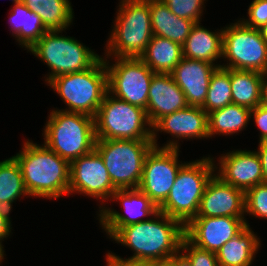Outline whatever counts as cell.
<instances>
[{"label": "cell", "instance_id": "1", "mask_svg": "<svg viewBox=\"0 0 267 266\" xmlns=\"http://www.w3.org/2000/svg\"><path fill=\"white\" fill-rule=\"evenodd\" d=\"M185 237V226L158 211L146 221L122 227L111 239L131 249L133 256L115 257L144 266L150 261L171 258L178 253Z\"/></svg>", "mask_w": 267, "mask_h": 266}, {"label": "cell", "instance_id": "2", "mask_svg": "<svg viewBox=\"0 0 267 266\" xmlns=\"http://www.w3.org/2000/svg\"><path fill=\"white\" fill-rule=\"evenodd\" d=\"M24 141L22 149L13 157L20 165L30 197L56 200L62 195L69 196L70 162L44 143Z\"/></svg>", "mask_w": 267, "mask_h": 266}, {"label": "cell", "instance_id": "3", "mask_svg": "<svg viewBox=\"0 0 267 266\" xmlns=\"http://www.w3.org/2000/svg\"><path fill=\"white\" fill-rule=\"evenodd\" d=\"M118 7L103 58H140L153 37L149 2L120 0Z\"/></svg>", "mask_w": 267, "mask_h": 266}, {"label": "cell", "instance_id": "4", "mask_svg": "<svg viewBox=\"0 0 267 266\" xmlns=\"http://www.w3.org/2000/svg\"><path fill=\"white\" fill-rule=\"evenodd\" d=\"M49 114L42 131L49 149L69 162L95 149L94 117L60 109H52Z\"/></svg>", "mask_w": 267, "mask_h": 266}, {"label": "cell", "instance_id": "5", "mask_svg": "<svg viewBox=\"0 0 267 266\" xmlns=\"http://www.w3.org/2000/svg\"><path fill=\"white\" fill-rule=\"evenodd\" d=\"M214 174L215 162L210 155L186 162L158 210L186 226L196 217L206 184Z\"/></svg>", "mask_w": 267, "mask_h": 266}, {"label": "cell", "instance_id": "6", "mask_svg": "<svg viewBox=\"0 0 267 266\" xmlns=\"http://www.w3.org/2000/svg\"><path fill=\"white\" fill-rule=\"evenodd\" d=\"M50 86L67 108V112H79L95 117L108 92V74L103 57L90 69L59 75L51 79Z\"/></svg>", "mask_w": 267, "mask_h": 266}, {"label": "cell", "instance_id": "7", "mask_svg": "<svg viewBox=\"0 0 267 266\" xmlns=\"http://www.w3.org/2000/svg\"><path fill=\"white\" fill-rule=\"evenodd\" d=\"M63 30H49L28 51L49 67L46 84L53 78L90 69L102 56ZM60 34V35H59Z\"/></svg>", "mask_w": 267, "mask_h": 266}, {"label": "cell", "instance_id": "8", "mask_svg": "<svg viewBox=\"0 0 267 266\" xmlns=\"http://www.w3.org/2000/svg\"><path fill=\"white\" fill-rule=\"evenodd\" d=\"M94 120L96 139L152 140V125L146 110L109 92L102 100Z\"/></svg>", "mask_w": 267, "mask_h": 266}, {"label": "cell", "instance_id": "9", "mask_svg": "<svg viewBox=\"0 0 267 266\" xmlns=\"http://www.w3.org/2000/svg\"><path fill=\"white\" fill-rule=\"evenodd\" d=\"M153 147L152 140L96 139L95 142V150L117 190L138 188L145 157Z\"/></svg>", "mask_w": 267, "mask_h": 266}, {"label": "cell", "instance_id": "10", "mask_svg": "<svg viewBox=\"0 0 267 266\" xmlns=\"http://www.w3.org/2000/svg\"><path fill=\"white\" fill-rule=\"evenodd\" d=\"M221 67L227 69L267 71V42L260 29L244 25L240 20L223 27ZM227 59V60H226Z\"/></svg>", "mask_w": 267, "mask_h": 266}, {"label": "cell", "instance_id": "11", "mask_svg": "<svg viewBox=\"0 0 267 266\" xmlns=\"http://www.w3.org/2000/svg\"><path fill=\"white\" fill-rule=\"evenodd\" d=\"M103 59L108 74V92L146 110L149 88L155 73L140 58L114 57L112 64L108 58Z\"/></svg>", "mask_w": 267, "mask_h": 266}, {"label": "cell", "instance_id": "12", "mask_svg": "<svg viewBox=\"0 0 267 266\" xmlns=\"http://www.w3.org/2000/svg\"><path fill=\"white\" fill-rule=\"evenodd\" d=\"M179 149L153 147L146 155L138 189L159 207L167 198L182 163Z\"/></svg>", "mask_w": 267, "mask_h": 266}, {"label": "cell", "instance_id": "13", "mask_svg": "<svg viewBox=\"0 0 267 266\" xmlns=\"http://www.w3.org/2000/svg\"><path fill=\"white\" fill-rule=\"evenodd\" d=\"M116 190L102 157L95 149L70 162L69 195L79 193L99 200L100 211Z\"/></svg>", "mask_w": 267, "mask_h": 266}, {"label": "cell", "instance_id": "14", "mask_svg": "<svg viewBox=\"0 0 267 266\" xmlns=\"http://www.w3.org/2000/svg\"><path fill=\"white\" fill-rule=\"evenodd\" d=\"M110 201H119L126 215L105 205L97 211V219L109 239L122 227L146 221L150 219L148 216L152 217L159 211L157 205L138 188L116 190Z\"/></svg>", "mask_w": 267, "mask_h": 266}, {"label": "cell", "instance_id": "15", "mask_svg": "<svg viewBox=\"0 0 267 266\" xmlns=\"http://www.w3.org/2000/svg\"><path fill=\"white\" fill-rule=\"evenodd\" d=\"M159 131L173 136L172 140H167L166 144H162L160 148L179 149L178 141L182 139H208V114L201 107L187 106L161 117L152 126V141L154 147L157 148H159V144H157Z\"/></svg>", "mask_w": 267, "mask_h": 266}, {"label": "cell", "instance_id": "16", "mask_svg": "<svg viewBox=\"0 0 267 266\" xmlns=\"http://www.w3.org/2000/svg\"><path fill=\"white\" fill-rule=\"evenodd\" d=\"M246 226H250L246 218L195 217L185 226V237L195 246L216 253Z\"/></svg>", "mask_w": 267, "mask_h": 266}, {"label": "cell", "instance_id": "17", "mask_svg": "<svg viewBox=\"0 0 267 266\" xmlns=\"http://www.w3.org/2000/svg\"><path fill=\"white\" fill-rule=\"evenodd\" d=\"M217 160L215 174L223 182L245 192L263 183L261 161L256 151L232 150L221 154Z\"/></svg>", "mask_w": 267, "mask_h": 266}, {"label": "cell", "instance_id": "18", "mask_svg": "<svg viewBox=\"0 0 267 266\" xmlns=\"http://www.w3.org/2000/svg\"><path fill=\"white\" fill-rule=\"evenodd\" d=\"M245 203V191L214 174L206 184L196 217L245 218Z\"/></svg>", "mask_w": 267, "mask_h": 266}, {"label": "cell", "instance_id": "19", "mask_svg": "<svg viewBox=\"0 0 267 266\" xmlns=\"http://www.w3.org/2000/svg\"><path fill=\"white\" fill-rule=\"evenodd\" d=\"M219 67L207 61L183 57L170 73L185 94L188 106L202 107L206 100L210 78Z\"/></svg>", "mask_w": 267, "mask_h": 266}, {"label": "cell", "instance_id": "20", "mask_svg": "<svg viewBox=\"0 0 267 266\" xmlns=\"http://www.w3.org/2000/svg\"><path fill=\"white\" fill-rule=\"evenodd\" d=\"M188 106L185 94L171 74L155 73L148 93L146 114L153 126L161 117Z\"/></svg>", "mask_w": 267, "mask_h": 266}, {"label": "cell", "instance_id": "21", "mask_svg": "<svg viewBox=\"0 0 267 266\" xmlns=\"http://www.w3.org/2000/svg\"><path fill=\"white\" fill-rule=\"evenodd\" d=\"M217 30H208L200 22H196L182 45L183 57L221 66L215 62L222 59L223 28Z\"/></svg>", "mask_w": 267, "mask_h": 266}, {"label": "cell", "instance_id": "22", "mask_svg": "<svg viewBox=\"0 0 267 266\" xmlns=\"http://www.w3.org/2000/svg\"><path fill=\"white\" fill-rule=\"evenodd\" d=\"M246 226L238 235L226 242L217 252L219 266H251L261 247L257 234Z\"/></svg>", "mask_w": 267, "mask_h": 266}, {"label": "cell", "instance_id": "23", "mask_svg": "<svg viewBox=\"0 0 267 266\" xmlns=\"http://www.w3.org/2000/svg\"><path fill=\"white\" fill-rule=\"evenodd\" d=\"M151 13L153 35L169 39L183 45L190 35L194 21L173 14L162 0H147Z\"/></svg>", "mask_w": 267, "mask_h": 266}, {"label": "cell", "instance_id": "24", "mask_svg": "<svg viewBox=\"0 0 267 266\" xmlns=\"http://www.w3.org/2000/svg\"><path fill=\"white\" fill-rule=\"evenodd\" d=\"M9 22L12 26V36L16 42L29 50L49 30L44 26L41 18L22 1L15 3L10 9Z\"/></svg>", "mask_w": 267, "mask_h": 266}, {"label": "cell", "instance_id": "25", "mask_svg": "<svg viewBox=\"0 0 267 266\" xmlns=\"http://www.w3.org/2000/svg\"><path fill=\"white\" fill-rule=\"evenodd\" d=\"M183 58L182 45L153 35L140 59L154 72L170 74Z\"/></svg>", "mask_w": 267, "mask_h": 266}, {"label": "cell", "instance_id": "26", "mask_svg": "<svg viewBox=\"0 0 267 266\" xmlns=\"http://www.w3.org/2000/svg\"><path fill=\"white\" fill-rule=\"evenodd\" d=\"M251 119V110L237 104H229L224 108L208 113V135L230 136L243 131L248 127Z\"/></svg>", "mask_w": 267, "mask_h": 266}, {"label": "cell", "instance_id": "27", "mask_svg": "<svg viewBox=\"0 0 267 266\" xmlns=\"http://www.w3.org/2000/svg\"><path fill=\"white\" fill-rule=\"evenodd\" d=\"M262 75L252 70L230 69L232 103L250 110L260 105Z\"/></svg>", "mask_w": 267, "mask_h": 266}, {"label": "cell", "instance_id": "28", "mask_svg": "<svg viewBox=\"0 0 267 266\" xmlns=\"http://www.w3.org/2000/svg\"><path fill=\"white\" fill-rule=\"evenodd\" d=\"M24 196L30 197L19 163L13 156L0 161V208L12 211L13 202Z\"/></svg>", "mask_w": 267, "mask_h": 266}, {"label": "cell", "instance_id": "29", "mask_svg": "<svg viewBox=\"0 0 267 266\" xmlns=\"http://www.w3.org/2000/svg\"><path fill=\"white\" fill-rule=\"evenodd\" d=\"M48 30H65L73 24L74 12L70 0H43L33 9Z\"/></svg>", "mask_w": 267, "mask_h": 266}, {"label": "cell", "instance_id": "30", "mask_svg": "<svg viewBox=\"0 0 267 266\" xmlns=\"http://www.w3.org/2000/svg\"><path fill=\"white\" fill-rule=\"evenodd\" d=\"M231 91L230 69L217 67L210 78L206 100L201 108L208 114L232 104Z\"/></svg>", "mask_w": 267, "mask_h": 266}, {"label": "cell", "instance_id": "31", "mask_svg": "<svg viewBox=\"0 0 267 266\" xmlns=\"http://www.w3.org/2000/svg\"><path fill=\"white\" fill-rule=\"evenodd\" d=\"M245 214L267 220V183L257 184L245 192Z\"/></svg>", "mask_w": 267, "mask_h": 266}, {"label": "cell", "instance_id": "32", "mask_svg": "<svg viewBox=\"0 0 267 266\" xmlns=\"http://www.w3.org/2000/svg\"><path fill=\"white\" fill-rule=\"evenodd\" d=\"M169 10L180 18L201 22L207 0H162Z\"/></svg>", "mask_w": 267, "mask_h": 266}, {"label": "cell", "instance_id": "33", "mask_svg": "<svg viewBox=\"0 0 267 266\" xmlns=\"http://www.w3.org/2000/svg\"><path fill=\"white\" fill-rule=\"evenodd\" d=\"M180 251L190 260L192 266H219L215 252L195 246L186 237L181 242Z\"/></svg>", "mask_w": 267, "mask_h": 266}, {"label": "cell", "instance_id": "34", "mask_svg": "<svg viewBox=\"0 0 267 266\" xmlns=\"http://www.w3.org/2000/svg\"><path fill=\"white\" fill-rule=\"evenodd\" d=\"M247 11L248 18L239 19L244 25L255 29H261L267 24V0H253Z\"/></svg>", "mask_w": 267, "mask_h": 266}, {"label": "cell", "instance_id": "35", "mask_svg": "<svg viewBox=\"0 0 267 266\" xmlns=\"http://www.w3.org/2000/svg\"><path fill=\"white\" fill-rule=\"evenodd\" d=\"M251 119H254L259 129V142L267 141V106L260 104L252 109Z\"/></svg>", "mask_w": 267, "mask_h": 266}, {"label": "cell", "instance_id": "36", "mask_svg": "<svg viewBox=\"0 0 267 266\" xmlns=\"http://www.w3.org/2000/svg\"><path fill=\"white\" fill-rule=\"evenodd\" d=\"M10 210L5 208H0V251L5 254L4 246L2 242L7 239L9 235H11V218H10Z\"/></svg>", "mask_w": 267, "mask_h": 266}, {"label": "cell", "instance_id": "37", "mask_svg": "<svg viewBox=\"0 0 267 266\" xmlns=\"http://www.w3.org/2000/svg\"><path fill=\"white\" fill-rule=\"evenodd\" d=\"M257 154L261 161L263 183H267V141L259 142Z\"/></svg>", "mask_w": 267, "mask_h": 266}, {"label": "cell", "instance_id": "38", "mask_svg": "<svg viewBox=\"0 0 267 266\" xmlns=\"http://www.w3.org/2000/svg\"><path fill=\"white\" fill-rule=\"evenodd\" d=\"M105 256L106 266H138L135 263L115 257L112 252H108Z\"/></svg>", "mask_w": 267, "mask_h": 266}, {"label": "cell", "instance_id": "39", "mask_svg": "<svg viewBox=\"0 0 267 266\" xmlns=\"http://www.w3.org/2000/svg\"><path fill=\"white\" fill-rule=\"evenodd\" d=\"M171 259L175 266H192L190 260L181 251L174 254Z\"/></svg>", "mask_w": 267, "mask_h": 266}, {"label": "cell", "instance_id": "40", "mask_svg": "<svg viewBox=\"0 0 267 266\" xmlns=\"http://www.w3.org/2000/svg\"><path fill=\"white\" fill-rule=\"evenodd\" d=\"M261 104L267 106V71L263 73L261 80Z\"/></svg>", "mask_w": 267, "mask_h": 266}, {"label": "cell", "instance_id": "41", "mask_svg": "<svg viewBox=\"0 0 267 266\" xmlns=\"http://www.w3.org/2000/svg\"><path fill=\"white\" fill-rule=\"evenodd\" d=\"M144 266H175V264L171 258H168L164 260L150 261Z\"/></svg>", "mask_w": 267, "mask_h": 266}, {"label": "cell", "instance_id": "42", "mask_svg": "<svg viewBox=\"0 0 267 266\" xmlns=\"http://www.w3.org/2000/svg\"><path fill=\"white\" fill-rule=\"evenodd\" d=\"M23 3H25L27 6H29L31 9H34L40 4H42L43 0H21Z\"/></svg>", "mask_w": 267, "mask_h": 266}, {"label": "cell", "instance_id": "43", "mask_svg": "<svg viewBox=\"0 0 267 266\" xmlns=\"http://www.w3.org/2000/svg\"><path fill=\"white\" fill-rule=\"evenodd\" d=\"M261 34L264 40L267 42V24H265L261 29Z\"/></svg>", "mask_w": 267, "mask_h": 266}, {"label": "cell", "instance_id": "44", "mask_svg": "<svg viewBox=\"0 0 267 266\" xmlns=\"http://www.w3.org/2000/svg\"><path fill=\"white\" fill-rule=\"evenodd\" d=\"M5 255L0 251V264L4 261Z\"/></svg>", "mask_w": 267, "mask_h": 266}, {"label": "cell", "instance_id": "45", "mask_svg": "<svg viewBox=\"0 0 267 266\" xmlns=\"http://www.w3.org/2000/svg\"><path fill=\"white\" fill-rule=\"evenodd\" d=\"M21 0H12V2L15 4V3H18L20 2Z\"/></svg>", "mask_w": 267, "mask_h": 266}]
</instances>
